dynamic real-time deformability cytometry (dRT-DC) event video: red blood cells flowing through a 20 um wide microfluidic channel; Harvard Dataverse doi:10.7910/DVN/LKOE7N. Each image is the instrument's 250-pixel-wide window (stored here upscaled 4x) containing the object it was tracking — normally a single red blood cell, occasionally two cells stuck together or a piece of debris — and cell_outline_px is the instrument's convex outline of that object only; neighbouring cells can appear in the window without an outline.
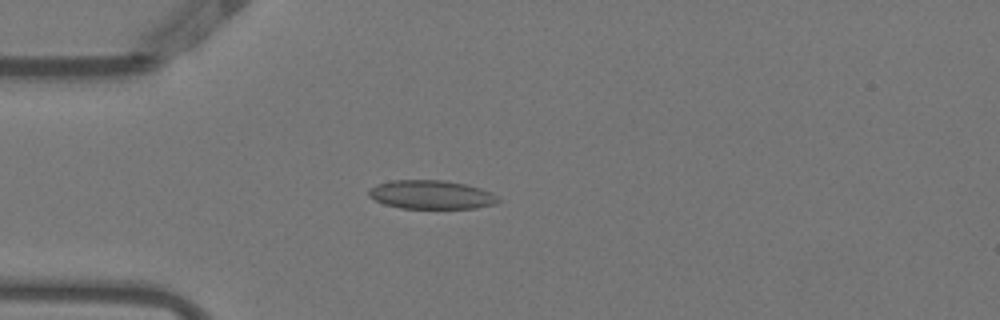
{"species": "Egyptian fruit bat (a non-hibernating species)", "species_latin": "Rousettus aegyptiacus", "temperature_condition": "warm", "stored_images_in_passage": 52, "camera_frame_rate_fps": 3000, "um_per_image_px": 0.085, "animal": {"sex": "female"}, "frame": {"image": 1, "passage_image": 14, "time_ms": 4.333, "image_size_px": [1000, 320], "cell_outline_px": [[500, 200], [496, 204], [476, 208], [400, 208], [384, 204], [368, 196], [368, 188], [376, 184], [392, 180], [444, 180], [468, 184], [492, 192]], "centroid_in_image_um": [36.65, 16.54], "position_along_channel_um": 48.3, "area_um2": 21.85}}
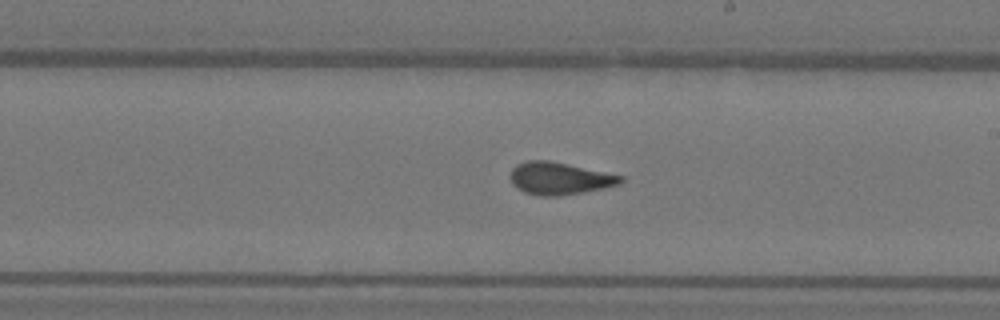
{"frame": {"image": 2, "passage_image": 30, "time_ms": 9.667, "image_size_px": [1000, 320], "cell_outline_px": [[624, 180], [620, 184], [604, 188], [584, 192], [560, 196], [540, 196], [524, 192], [516, 188], [512, 184], [508, 176], [512, 168], [516, 164], [528, 160], [552, 160], [624, 176]], "centroid_in_image_um": [47.53, 15.16], "position_along_channel_um": 241.5, "area_um2": 21.21}}
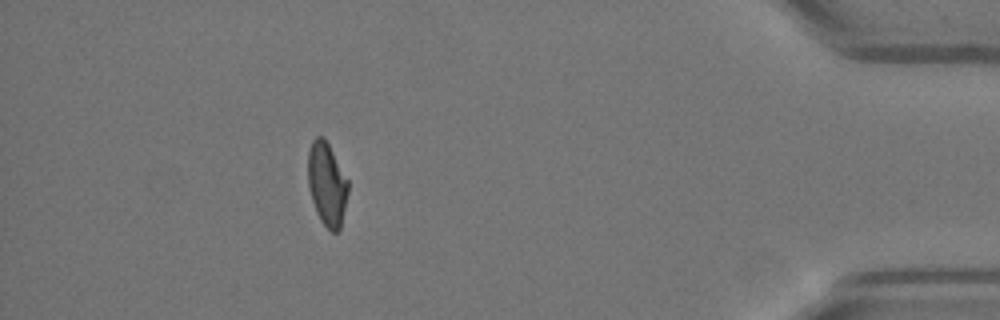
{"frame": {"image": 3, "passage_image": 47, "time_ms": 15.333, "image_size_px": [1000, 320], "cell_outline_px": [[348, 192], [340, 228], [336, 232], [332, 232], [320, 220], [316, 212], [312, 200], [308, 184], [308, 152], [312, 140], [316, 136], [324, 136], [348, 180]], "centroid_in_image_um": [27.78, 15.62], "position_along_channel_um": 407.4, "area_um2": 19.36}, "authors_computed_cell_mechanics": {"area_um2": 20.8658, "velocity_mm_per_s": 3.8549, "shape_relaxation_time_tau1_ms": null, "shape_relaxation_time_tau2_ms": 0.9503, "deformation_change_tau1": null, "deformation_change_tau2": 0.0692}}